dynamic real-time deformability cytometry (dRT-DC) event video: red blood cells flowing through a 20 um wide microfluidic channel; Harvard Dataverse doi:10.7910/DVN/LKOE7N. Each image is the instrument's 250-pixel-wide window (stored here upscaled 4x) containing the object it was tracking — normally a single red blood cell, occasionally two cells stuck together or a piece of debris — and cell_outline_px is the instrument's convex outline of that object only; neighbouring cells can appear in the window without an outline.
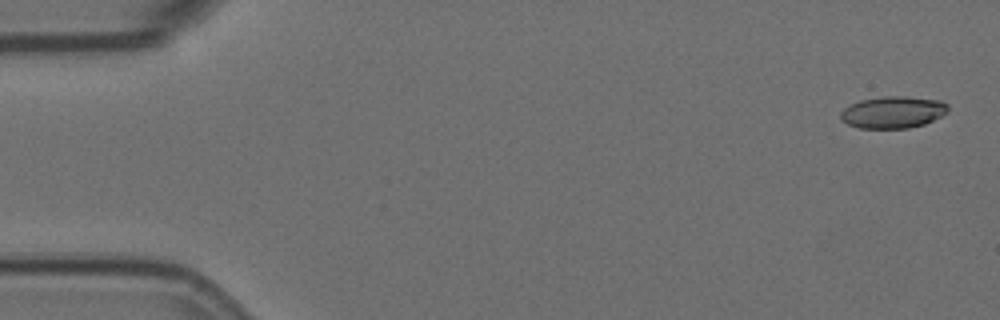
{"species": "Egyptian fruit bat (a non-hibernating species)", "species_latin": "Rousettus aegyptiacus", "temperature_condition": "room temperature", "stored_images_in_passage": 12, "camera_frame_rate_fps": 3000, "um_per_image_px": 0.085, "animal": {"sex": "female"}, "frame": {"image": 1, "passage_image": 2, "time_ms": 0.333, "image_size_px": [1000, 320], "cell_outline_px": [[948, 112], [924, 124], [908, 128], [860, 128], [848, 124], [840, 120], [840, 112], [844, 108], [860, 100], [880, 96], [908, 96], [940, 100], [948, 104]], "centroid_in_image_um": [75.89, 9.53], "position_along_channel_um": 9.1, "area_um2": 20.06}}